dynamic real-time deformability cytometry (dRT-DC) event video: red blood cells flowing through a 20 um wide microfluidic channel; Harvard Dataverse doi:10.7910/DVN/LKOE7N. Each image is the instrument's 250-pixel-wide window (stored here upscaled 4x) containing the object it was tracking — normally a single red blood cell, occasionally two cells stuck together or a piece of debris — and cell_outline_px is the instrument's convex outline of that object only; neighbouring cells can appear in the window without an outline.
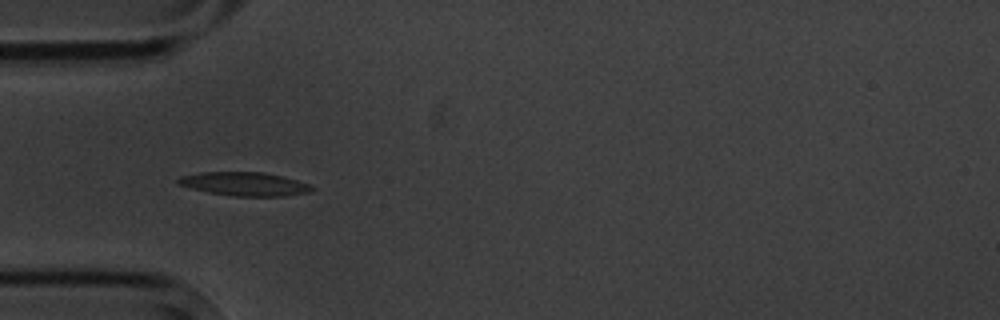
{"species": "common noctule bat (a hibernating species)", "species_latin": "Nyctalus noctula", "temperature_condition": "cold", "stored_images_in_passage": 6, "camera_frame_rate_fps": 3000, "um_per_image_px": 0.085, "animal": {"sex": "male", "body_mass_g": 20.1, "forearm_length_mm": 53.5}, "frame": {"image": 1, "passage_image": 1, "time_ms": 0.0, "image_size_px": [1000, 320], "cell_outline_px": [[316, 188], [308, 192], [284, 196], [236, 196], [208, 192], [176, 184], [176, 180], [180, 176], [200, 172], [264, 172], [296, 180], [308, 184]], "centroid_in_image_um": [20.75, 15.63], "position_along_channel_um": 64.3, "area_um2": 18.26}}
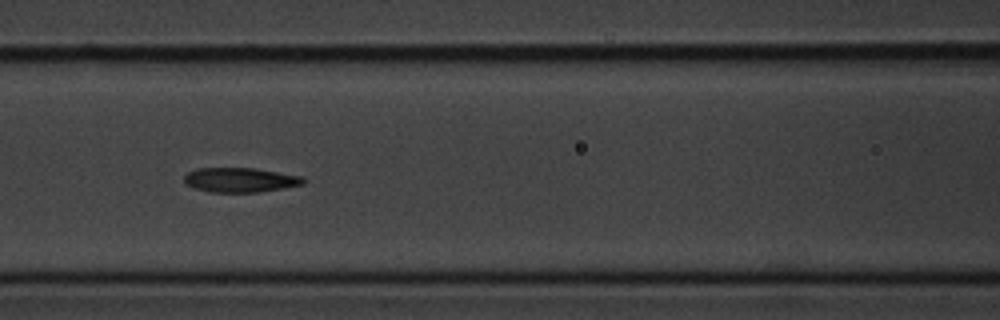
{"frame": {"image": 2, "passage_image": 3, "time_ms": 2.333, "image_size_px": [1000, 320], "cell_outline_px": [[308, 180], [304, 184], [284, 188], [260, 192], [208, 192], [192, 188], [184, 184], [184, 176], [188, 172], [196, 168], [252, 168], [304, 176]], "centroid_in_image_um": [20.42, 15.3], "position_along_channel_um": 146.2, "area_um2": 17.34}}
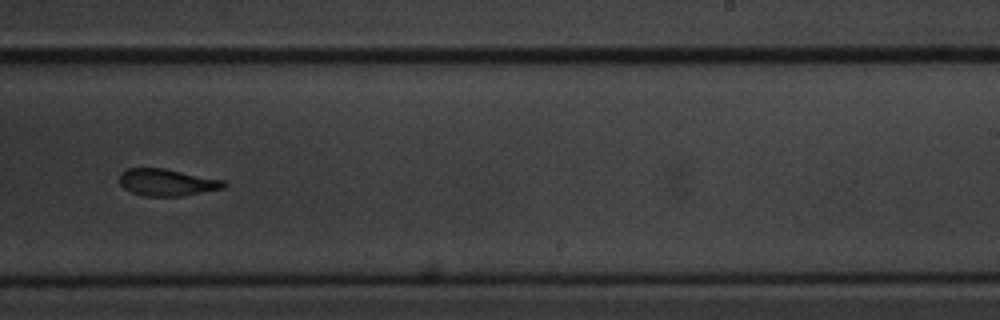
{"frame": {"image": 3, "passage_image": 6, "time_ms": 6.0, "image_size_px": [1000, 320], "cell_outline_px": [[228, 184], [224, 188], [180, 196], [144, 196], [132, 192], [124, 188], [120, 184], [120, 172], [128, 168], [164, 168], [224, 180]], "centroid_in_image_um": [14.19, 15.49], "position_along_channel_um": 274.8, "area_um2": 16.36}}